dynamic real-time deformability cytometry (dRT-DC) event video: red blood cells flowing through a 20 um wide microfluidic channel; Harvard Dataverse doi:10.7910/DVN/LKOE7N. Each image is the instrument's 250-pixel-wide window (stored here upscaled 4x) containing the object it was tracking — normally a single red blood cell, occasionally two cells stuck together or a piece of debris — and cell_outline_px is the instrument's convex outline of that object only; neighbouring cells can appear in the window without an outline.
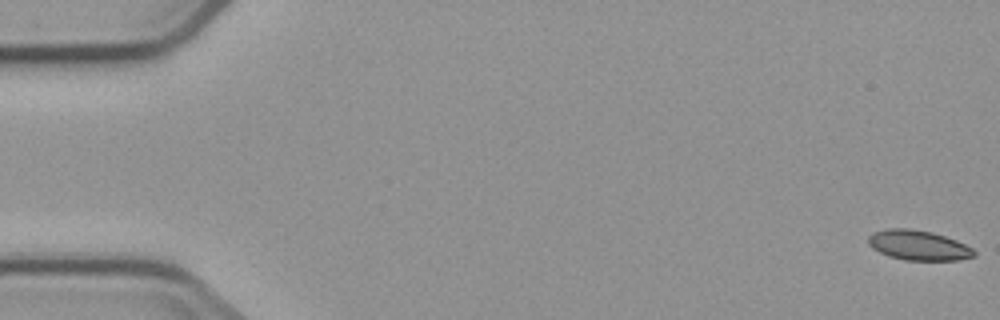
{"species": "common noctule bat (a hibernating species)", "species_latin": "Nyctalus noctula", "temperature_condition": "cold", "stored_images_in_passage": 10, "camera_frame_rate_fps": 3000, "um_per_image_px": 0.085, "animal": {"sex": "male", "body_mass_g": 23.1, "forearm_length_mm": 52.7}, "frame": {"image": 1, "passage_image": 1, "time_ms": 0.0, "image_size_px": [1000, 320], "cell_outline_px": [[976, 256], [960, 260], [904, 260], [888, 256], [872, 248], [868, 244], [868, 236], [872, 232], [884, 228], [908, 228], [932, 232], [956, 240], [972, 248], [976, 252]], "centroid_in_image_um": [78.04, 20.84], "position_along_channel_um": 7.0, "area_um2": 18.61}}
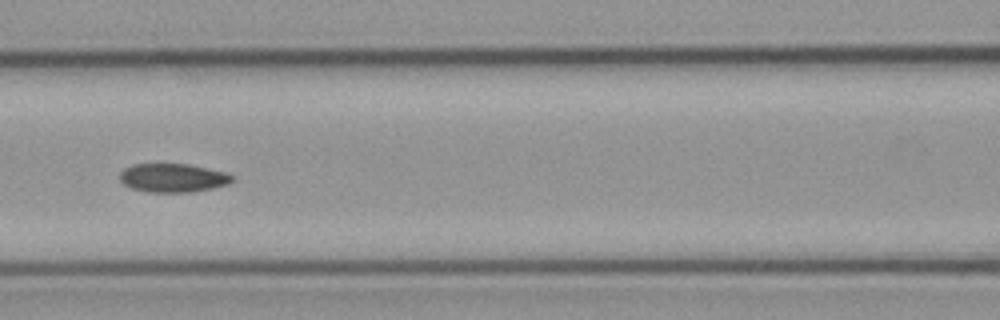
{"frame": {"image": 2, "passage_image": 7, "time_ms": 8.0, "image_size_px": [1000, 320], "cell_outline_px": [[232, 180], [228, 184], [212, 188], [192, 192], [148, 192], [132, 188], [124, 184], [120, 180], [120, 172], [124, 168], [132, 164], [188, 164], [224, 172], [232, 176]], "centroid_in_image_um": [14.66, 15.12], "position_along_channel_um": 151.9, "area_um2": 18.61}}
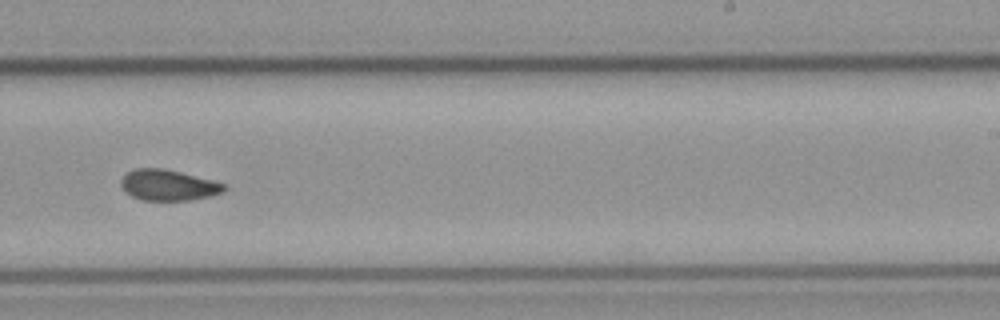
{"frame": {"image": 3, "passage_image": 10, "time_ms": 11.333, "image_size_px": [1000, 320], "cell_outline_px": [[228, 188], [224, 192], [212, 196], [192, 200], [144, 200], [132, 196], [124, 192], [120, 184], [120, 180], [128, 172], [136, 168], [160, 168], [180, 172], [228, 184]], "centroid_in_image_um": [14.34, 15.74], "position_along_channel_um": 274.7, "area_um2": 18.67}}